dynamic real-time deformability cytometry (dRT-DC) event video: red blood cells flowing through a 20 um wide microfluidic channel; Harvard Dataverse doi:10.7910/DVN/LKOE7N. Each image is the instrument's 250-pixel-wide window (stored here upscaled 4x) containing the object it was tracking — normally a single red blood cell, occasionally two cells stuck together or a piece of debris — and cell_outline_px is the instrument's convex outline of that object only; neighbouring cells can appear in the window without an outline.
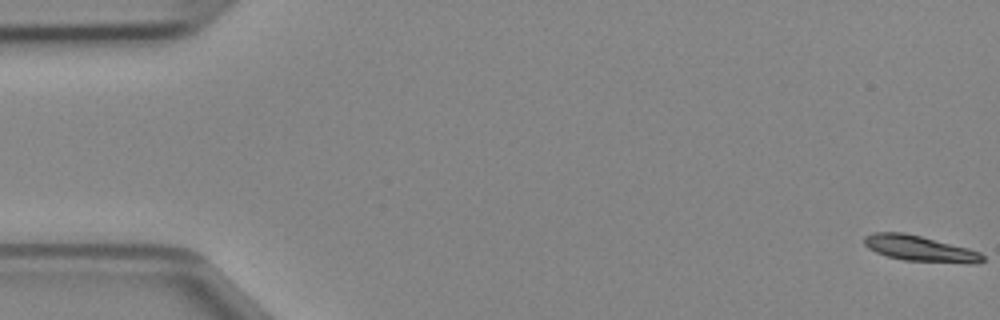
{"species": "Egyptian fruit bat (a non-hibernating species)", "species_latin": "Rousettus aegyptiacus", "temperature_condition": "cold", "stored_images_in_passage": 48, "camera_frame_rate_fps": 3000, "um_per_image_px": 0.085, "animal": {"sex": "female"}, "frame": {"image": 1, "passage_image": 1, "time_ms": 0.0, "image_size_px": [1000, 320], "cell_outline_px": [[984, 260], [972, 264], [904, 260], [888, 256], [876, 252], [868, 248], [864, 244], [864, 236], [872, 232], [904, 232], [968, 248], [980, 252], [984, 256]], "centroid_in_image_um": [78.18, 21.12], "position_along_channel_um": 6.8, "area_um2": 17.69}}
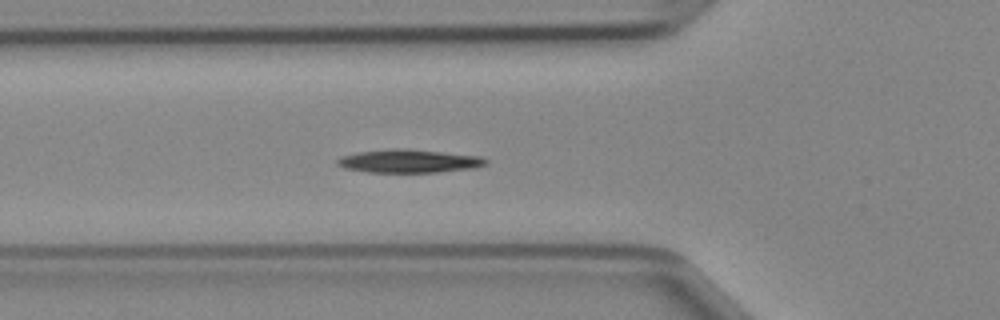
{"frame": {"image": 2, "passage_image": 17, "time_ms": 5.333, "image_size_px": [1000, 320], "cell_outline_px": [[488, 164], [476, 168], [436, 172], [368, 172], [344, 168], [336, 164], [336, 160], [340, 156], [356, 152], [392, 148], [408, 148], [480, 156], [488, 160]], "centroid_in_image_um": [34.75, 13.68], "position_along_channel_um": 91.0, "area_um2": 20.4}}
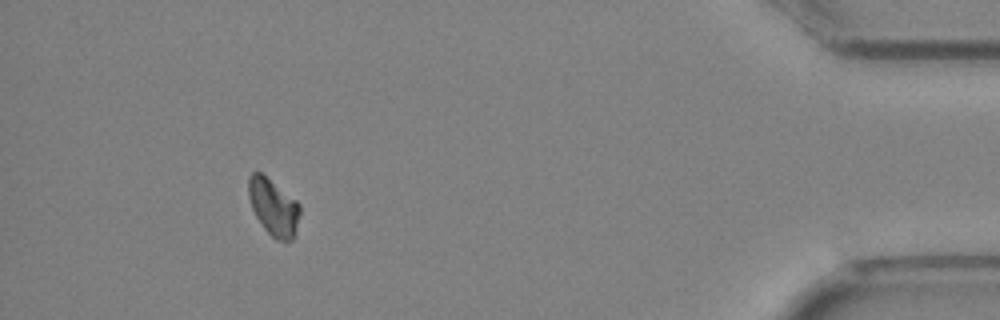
{"frame": {"image": 3, "passage_image": 44, "time_ms": 14.333, "image_size_px": [1000, 320], "cell_outline_px": [[300, 212], [296, 228], [292, 240], [284, 244], [276, 240], [264, 228], [256, 216], [252, 208], [248, 196], [248, 176], [252, 172], [260, 172], [296, 200], [300, 204]], "centroid_in_image_um": [23.24, 17.63], "position_along_channel_um": 412.0, "area_um2": 16.99}}